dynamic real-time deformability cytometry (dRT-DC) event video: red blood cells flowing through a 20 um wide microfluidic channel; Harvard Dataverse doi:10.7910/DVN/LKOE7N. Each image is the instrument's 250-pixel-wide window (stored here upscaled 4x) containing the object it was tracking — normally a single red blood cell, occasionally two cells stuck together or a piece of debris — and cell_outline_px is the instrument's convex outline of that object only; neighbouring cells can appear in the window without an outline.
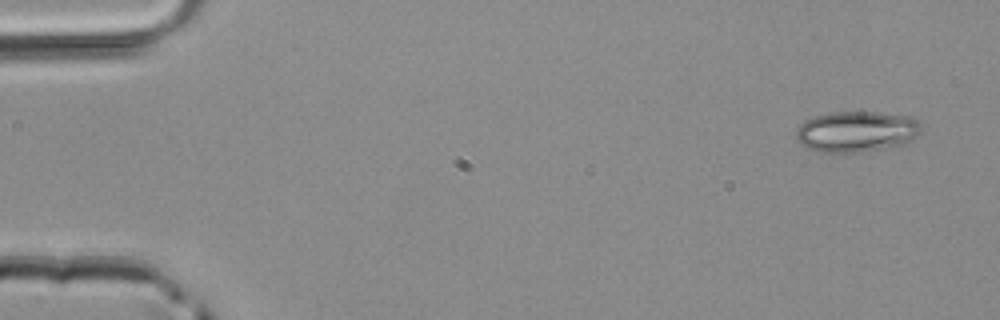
{"species": "common noctule bat (a hibernating species)", "species_latin": "Nyctalus noctula", "temperature_condition": "room temperature", "stored_images_in_passage": 4, "camera_frame_rate_fps": 3000, "um_per_image_px": 0.085, "animal": {"sex": "male", "body_mass_g": 20.4}, "frame": {"image": 1, "passage_image": 1, "time_ms": 0.0, "image_size_px": [1000, 320], "cell_outline_px": [[920, 132], [916, 136], [904, 144], [860, 152], [820, 152], [804, 148], [796, 140], [796, 128], [804, 120], [812, 116], [828, 112], [880, 112], [912, 116], [920, 124]], "centroid_in_image_um": [72.74, 11.17], "position_along_channel_um": 12.3, "area_um2": 30.11}}